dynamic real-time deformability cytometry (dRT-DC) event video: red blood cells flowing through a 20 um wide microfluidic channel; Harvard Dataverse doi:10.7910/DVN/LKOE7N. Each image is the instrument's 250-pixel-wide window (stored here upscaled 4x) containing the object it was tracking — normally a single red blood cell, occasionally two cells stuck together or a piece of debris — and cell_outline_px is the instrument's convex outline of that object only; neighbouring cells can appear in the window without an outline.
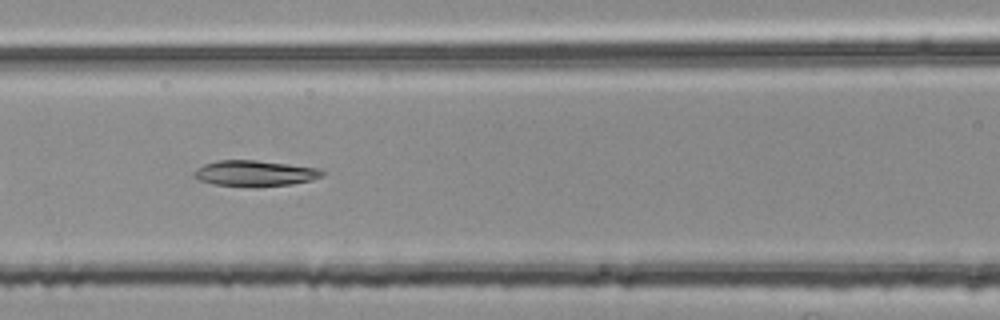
{"species": "common noctule bat (a hibernating species)", "species_latin": "Nyctalus noctula", "temperature_condition": "room temperature", "stored_images_in_passage": 18, "camera_frame_rate_fps": 3000, "um_per_image_px": 0.085, "animal": {"sex": "female", "body_mass_g": 25.1}, "frame": {"image": 1, "passage_image": 8, "time_ms": 2.333, "image_size_px": [1000, 320], "cell_outline_px": [[324, 176], [312, 180], [292, 184], [212, 184], [200, 180], [192, 176], [192, 172], [196, 168], [204, 164], [216, 160], [256, 160], [288, 164], [316, 168], [324, 172]], "centroid_in_image_um": [21.62, 14.68], "position_along_channel_um": 145.0, "area_um2": 18.5}}
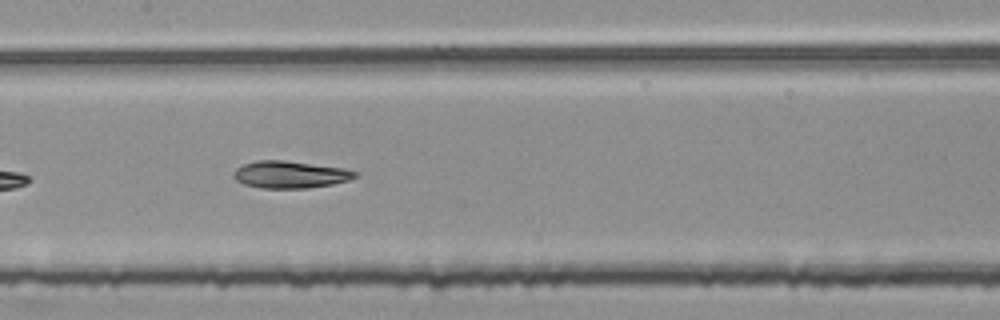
{"frame": {"image": 2, "passage_image": 11, "time_ms": 3.333, "image_size_px": [1000, 320], "cell_outline_px": [[356, 176], [348, 180], [332, 184], [308, 188], [260, 188], [244, 184], [236, 180], [232, 176], [236, 168], [244, 164], [256, 160], [284, 160], [344, 168], [356, 172]], "centroid_in_image_um": [24.62, 14.83], "position_along_channel_um": 182.8, "area_um2": 19.13}}